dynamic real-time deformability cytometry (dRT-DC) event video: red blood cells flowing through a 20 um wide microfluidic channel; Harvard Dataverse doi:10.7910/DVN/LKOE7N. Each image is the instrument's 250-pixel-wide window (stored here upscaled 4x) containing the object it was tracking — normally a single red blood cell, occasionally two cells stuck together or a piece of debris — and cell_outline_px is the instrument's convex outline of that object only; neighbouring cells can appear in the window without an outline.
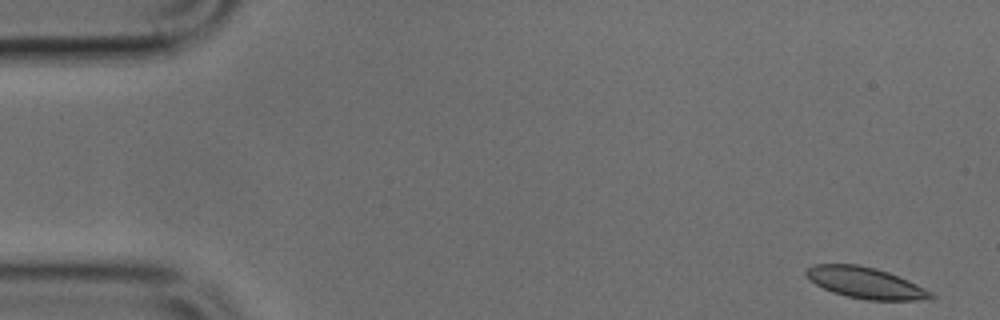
{"species": "common noctule bat (a hibernating species)", "species_latin": "Nyctalus noctula", "temperature_condition": "cold", "stored_images_in_passage": 3, "camera_frame_rate_fps": 3000, "um_per_image_px": 0.085, "animal": {"sex": "male", "body_mass_g": 17.9, "forearm_length_mm": 54.2}, "frame": {"image": 1, "passage_image": 1, "time_ms": 0.0, "image_size_px": [1000, 320], "cell_outline_px": [[936, 296], [932, 300], [868, 300], [848, 296], [832, 292], [808, 280], [804, 272], [812, 264], [856, 264], [876, 268], [888, 272], [908, 280], [932, 292]], "centroid_in_image_um": [73.57, 24.04], "position_along_channel_um": 11.4, "area_um2": 22.72}}